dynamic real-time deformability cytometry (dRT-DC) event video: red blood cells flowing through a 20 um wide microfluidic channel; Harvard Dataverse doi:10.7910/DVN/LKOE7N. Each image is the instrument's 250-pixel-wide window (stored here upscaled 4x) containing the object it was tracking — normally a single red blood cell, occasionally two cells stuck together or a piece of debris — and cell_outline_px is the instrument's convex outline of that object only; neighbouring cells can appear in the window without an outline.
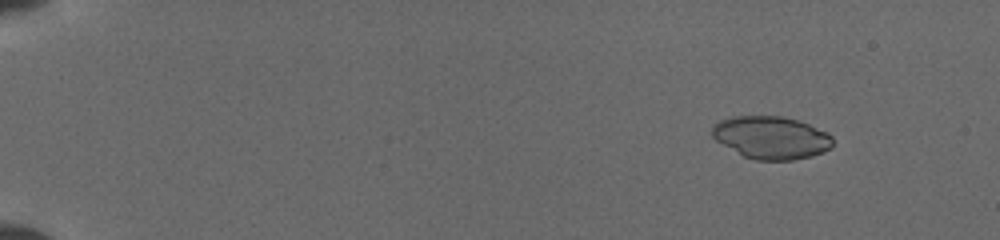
{"species": "common noctule bat (a hibernating species)", "species_latin": "Nyctalus noctula", "temperature_condition": "cold", "stored_images_in_passage": 12, "camera_frame_rate_fps": 3000, "um_per_image_px": 0.085, "animal": {"sex": "female", "body_mass_g": 19.5, "forearm_length_mm": 54.1}, "frame": {"image": 1, "passage_image": 1, "time_ms": 0.0, "image_size_px": [1000, 240], "cell_outline_px": [[832, 148], [812, 156], [792, 160], [756, 160], [744, 156], [716, 140], [712, 136], [712, 128], [720, 120], [732, 116], [784, 116], [808, 124], [832, 136]], "centroid_in_image_um": [65.55, 11.69], "position_along_channel_um": 19.4, "area_um2": 29.71}}
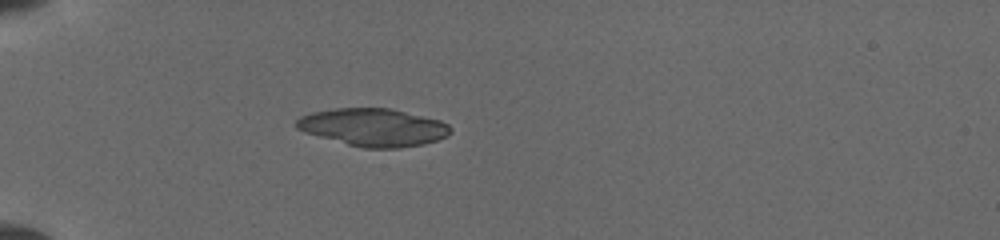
{"frame": {"image": 2, "passage_image": 8, "time_ms": 3.667, "image_size_px": [1000, 240], "cell_outline_px": [[452, 132], [448, 136], [436, 140], [420, 144], [400, 148], [364, 148], [348, 144], [304, 132], [296, 128], [296, 120], [300, 116], [312, 112], [336, 108], [392, 108], [440, 120], [448, 124], [452, 128]], "centroid_in_image_um": [31.75, 10.81], "position_along_channel_um": 53.2, "area_um2": 33.81}}